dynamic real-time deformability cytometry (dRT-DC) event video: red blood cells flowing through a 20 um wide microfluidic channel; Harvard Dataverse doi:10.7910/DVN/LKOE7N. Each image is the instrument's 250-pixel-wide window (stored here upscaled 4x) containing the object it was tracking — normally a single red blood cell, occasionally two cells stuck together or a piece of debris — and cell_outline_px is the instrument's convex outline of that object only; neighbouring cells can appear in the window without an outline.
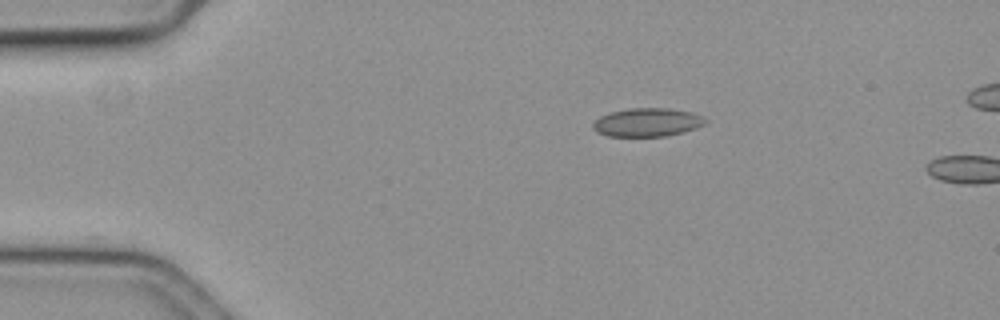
{"species": "common noctule bat (a hibernating species)", "species_latin": "Nyctalus noctula", "temperature_condition": "cold", "stored_images_in_passage": 4, "camera_frame_rate_fps": 3000, "um_per_image_px": 0.085, "animal": {"sex": "female", "body_mass_g": 19.3, "forearm_length_mm": 54.1}, "frame": {"image": 1, "passage_image": 1, "time_ms": 0.0, "image_size_px": [1000, 320], "cell_outline_px": [[708, 120], [704, 124], [696, 128], [684, 132], [668, 136], [608, 136], [596, 132], [592, 128], [592, 124], [600, 116], [612, 112], [628, 108], [668, 108], [692, 112], [704, 116]], "centroid_in_image_um": [55.04, 10.4], "position_along_channel_um": 30.0, "area_um2": 18.79}}